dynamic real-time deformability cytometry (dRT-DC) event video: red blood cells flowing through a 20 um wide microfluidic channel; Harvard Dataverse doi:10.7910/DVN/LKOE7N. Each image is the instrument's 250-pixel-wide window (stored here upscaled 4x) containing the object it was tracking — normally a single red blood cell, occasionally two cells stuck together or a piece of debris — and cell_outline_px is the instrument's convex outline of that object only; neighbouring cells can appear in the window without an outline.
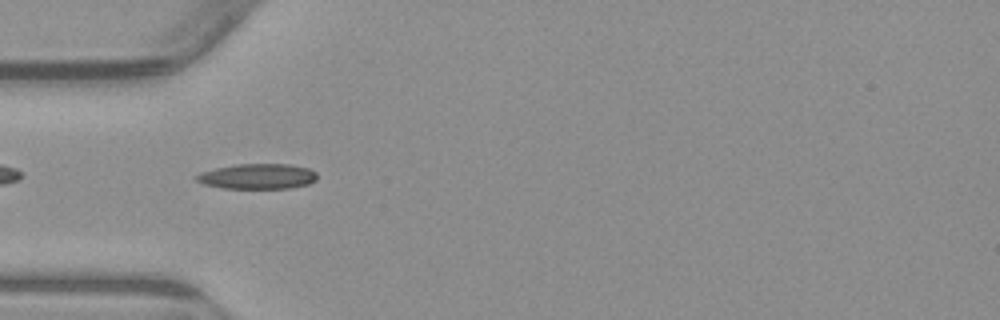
{"species": "common noctule bat (a hibernating species)", "species_latin": "Nyctalus noctula", "temperature_condition": "warm", "stored_images_in_passage": 6, "camera_frame_rate_fps": 3000, "um_per_image_px": 0.085, "animal": {"sex": "male", "body_mass_g": 23.1, "forearm_length_mm": 52.7}, "frame": {"image": 1, "passage_image": 5, "time_ms": 5.333, "image_size_px": [1000, 320], "cell_outline_px": [[316, 180], [308, 184], [288, 188], [224, 188], [204, 184], [196, 180], [196, 176], [204, 172], [216, 168], [236, 164], [288, 164], [308, 168], [316, 172]], "centroid_in_image_um": [21.92, 14.99], "position_along_channel_um": 63.1, "area_um2": 17.51}}
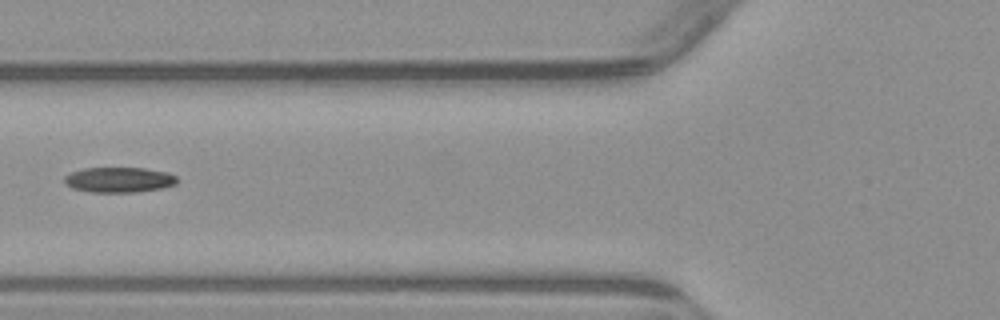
{"frame": {"image": 2, "passage_image": 6, "time_ms": 6.667, "image_size_px": [1000, 320], "cell_outline_px": [[176, 184], [164, 188], [140, 192], [92, 192], [72, 188], [64, 184], [64, 176], [72, 172], [84, 168], [144, 168], [168, 172], [176, 176]], "centroid_in_image_um": [10.12, 15.29], "position_along_channel_um": 115.7, "area_um2": 16.7}}